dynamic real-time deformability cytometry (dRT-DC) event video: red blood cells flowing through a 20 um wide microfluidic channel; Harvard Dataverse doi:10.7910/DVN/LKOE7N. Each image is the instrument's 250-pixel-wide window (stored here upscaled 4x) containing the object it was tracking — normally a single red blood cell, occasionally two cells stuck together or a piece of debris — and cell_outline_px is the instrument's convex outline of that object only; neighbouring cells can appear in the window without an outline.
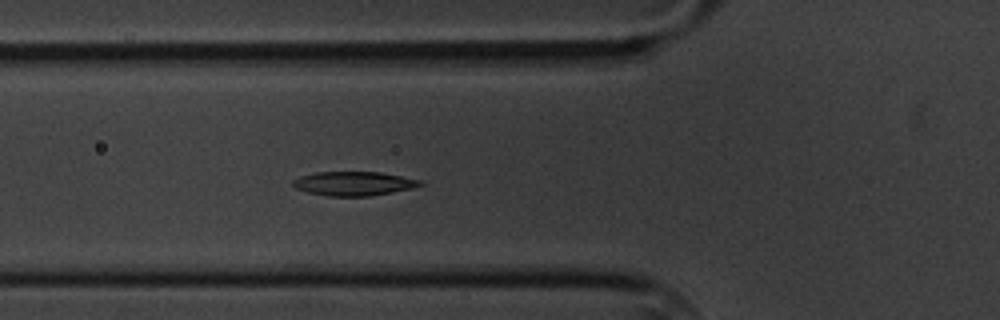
{"species": "common noctule bat (a hibernating species)", "species_latin": "Nyctalus noctula", "temperature_condition": "cold", "stored_images_in_passage": 5, "camera_frame_rate_fps": 3000, "um_per_image_px": 0.085, "animal": {"sex": "male", "body_mass_g": 20.1, "forearm_length_mm": 53.5}, "frame": {"image": 1, "passage_image": 5, "time_ms": 4.667, "image_size_px": [1000, 320], "cell_outline_px": [[424, 184], [412, 188], [392, 192], [368, 196], [328, 196], [308, 192], [296, 188], [292, 184], [292, 180], [300, 176], [316, 172], [380, 172], [424, 180]], "centroid_in_image_um": [30.09, 15.59], "position_along_channel_um": 95.7, "area_um2": 17.86}}